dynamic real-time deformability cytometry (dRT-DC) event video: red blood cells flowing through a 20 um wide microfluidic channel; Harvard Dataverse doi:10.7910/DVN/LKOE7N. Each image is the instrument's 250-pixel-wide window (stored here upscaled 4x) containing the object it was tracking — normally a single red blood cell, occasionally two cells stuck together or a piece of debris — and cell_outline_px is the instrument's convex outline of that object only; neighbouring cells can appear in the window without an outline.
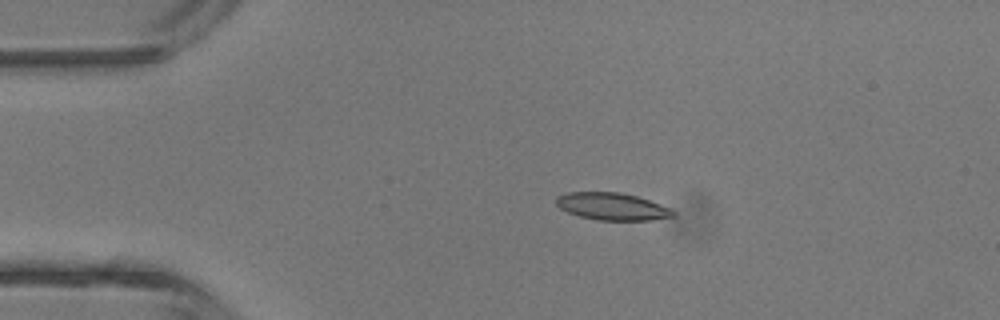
{"species": "common noctule bat (a hibernating species)", "species_latin": "Nyctalus noctula", "temperature_condition": "room temperature", "stored_images_in_passage": 4, "camera_frame_rate_fps": 3000, "um_per_image_px": 0.085, "animal": {"sex": "male", "body_mass_g": 13.3}, "frame": {"image": 1, "passage_image": 2, "time_ms": 2.333, "image_size_px": [1000, 320], "cell_outline_px": [[676, 216], [648, 220], [596, 220], [580, 216], [568, 212], [560, 208], [556, 204], [556, 196], [568, 192], [620, 192], [636, 196], [672, 208], [676, 212]], "centroid_in_image_um": [52.04, 17.55], "position_along_channel_um": 33.0, "area_um2": 18.61}}